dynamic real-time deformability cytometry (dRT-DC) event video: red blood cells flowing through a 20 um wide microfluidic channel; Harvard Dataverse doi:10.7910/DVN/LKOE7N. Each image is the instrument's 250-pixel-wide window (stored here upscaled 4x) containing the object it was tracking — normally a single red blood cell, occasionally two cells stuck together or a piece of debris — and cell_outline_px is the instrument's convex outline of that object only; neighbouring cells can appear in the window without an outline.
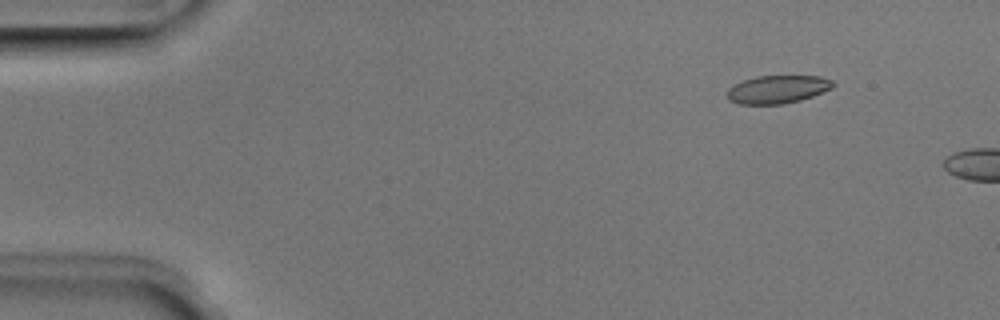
{"species": "Egyptian fruit bat (a non-hibernating species)", "species_latin": "Rousettus aegyptiacus", "temperature_condition": "room temperature", "stored_images_in_passage": 9, "camera_frame_rate_fps": 3000, "um_per_image_px": 0.085, "animal": {"sex": "male"}, "frame": {"image": 1, "passage_image": 6, "time_ms": 1.667, "image_size_px": [1000, 320], "cell_outline_px": [[836, 84], [832, 88], [812, 96], [800, 100], [784, 104], [740, 104], [728, 100], [728, 88], [744, 80], [756, 76], [820, 76], [832, 80]], "centroid_in_image_um": [66.11, 7.59], "position_along_channel_um": 18.9, "area_um2": 17.22}}